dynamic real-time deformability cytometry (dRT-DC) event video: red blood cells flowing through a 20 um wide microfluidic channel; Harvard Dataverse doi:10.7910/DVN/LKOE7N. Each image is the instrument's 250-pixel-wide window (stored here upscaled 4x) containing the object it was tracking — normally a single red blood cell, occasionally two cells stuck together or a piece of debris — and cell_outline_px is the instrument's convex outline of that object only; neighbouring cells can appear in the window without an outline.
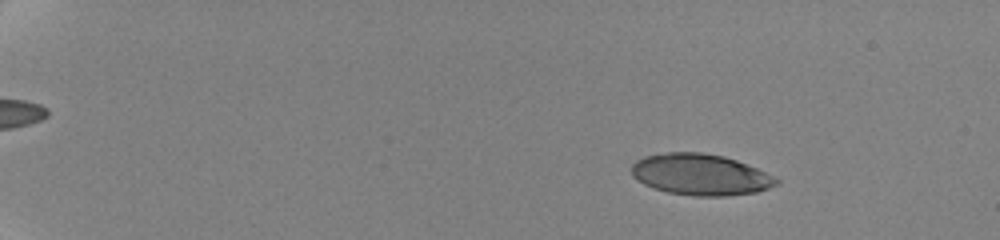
{"species": "human", "species_latin": "Homo sapiens", "temperature_condition": "cold", "stored_images_in_passage": 20, "camera_frame_rate_fps": 3000, "um_per_image_px": 0.085, "donor": {"sex": "female"}, "frame": {"image": 1, "passage_image": 3, "time_ms": 2.0, "image_size_px": [1000, 240], "cell_outline_px": [[780, 184], [756, 192], [724, 196], [692, 196], [668, 192], [652, 188], [636, 180], [632, 176], [632, 164], [636, 160], [644, 156], [668, 152], [704, 152], [724, 156], [736, 160], [756, 168], [780, 180]], "centroid_in_image_um": [59.51, 14.84], "position_along_channel_um": 25.5, "area_um2": 34.91}}
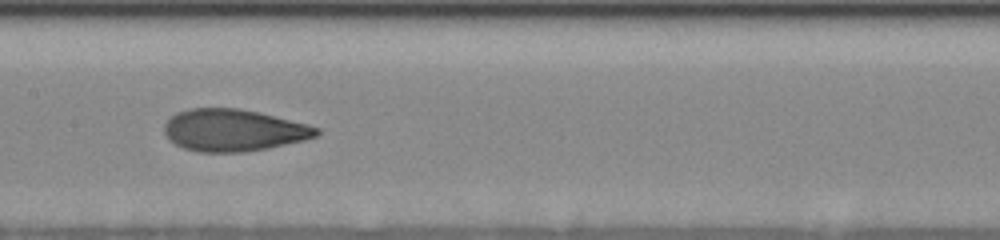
{"frame": {"image": 2, "passage_image": 11, "time_ms": 10.333, "image_size_px": [1000, 240], "cell_outline_px": [[320, 132], [316, 136], [304, 140], [268, 148], [244, 152], [200, 152], [184, 148], [168, 140], [164, 132], [164, 124], [176, 112], [192, 108], [240, 108], [308, 124], [320, 128]], "centroid_in_image_um": [19.83, 11.07], "position_along_channel_um": 187.6, "area_um2": 37.22}}
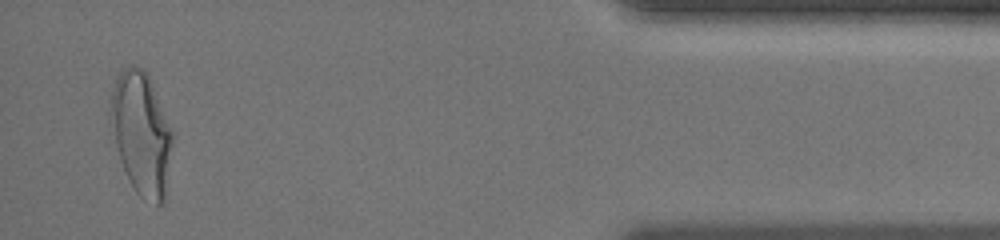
{"frame": {"image": 3, "passage_image": 19, "time_ms": 18.333, "image_size_px": [1000, 240], "cell_outline_px": [[176, 136], [164, 204], [156, 204], [140, 196], [136, 192], [120, 160], [108, 112], [112, 92], [116, 80], [120, 72], [124, 68], [132, 64], [144, 68], [148, 76]], "centroid_in_image_um": [12.07, 11.35], "position_along_channel_um": 423.1, "area_um2": 44.68}, "authors_computed_cell_mechanics": {"area_um2": 37.0787, "velocity_mm_per_s": 3.5331, "shape_relaxation_time_tau1_ms": 3.6692, "shape_relaxation_time_tau2_ms": 1.8747, "deformation_change_tau1": 0.1696, "deformation_change_tau2": 0.0639}}